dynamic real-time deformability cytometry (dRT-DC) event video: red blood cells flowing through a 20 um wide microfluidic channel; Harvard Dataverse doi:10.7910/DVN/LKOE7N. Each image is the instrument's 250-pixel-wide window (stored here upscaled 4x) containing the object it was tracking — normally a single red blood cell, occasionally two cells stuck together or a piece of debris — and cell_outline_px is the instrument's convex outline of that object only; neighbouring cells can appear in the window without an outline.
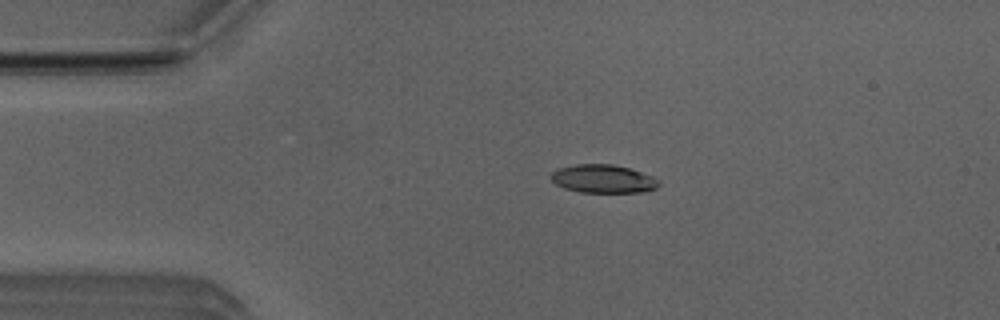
{"species": "Egyptian fruit bat (a non-hibernating species)", "species_latin": "Rousettus aegyptiacus", "temperature_condition": "room temperature", "stored_images_in_passage": 3, "camera_frame_rate_fps": 3000, "um_per_image_px": 0.085, "animal": {"sex": "male"}, "frame": {"image": 1, "passage_image": 2, "time_ms": 0.333, "image_size_px": [1000, 320], "cell_outline_px": [[660, 184], [656, 188], [644, 192], [580, 192], [564, 188], [556, 184], [548, 176], [552, 172], [560, 168], [576, 164], [612, 164], [628, 168], [652, 176], [660, 180]], "centroid_in_image_um": [51.26, 15.2], "position_along_channel_um": 33.7, "area_um2": 17.74}}